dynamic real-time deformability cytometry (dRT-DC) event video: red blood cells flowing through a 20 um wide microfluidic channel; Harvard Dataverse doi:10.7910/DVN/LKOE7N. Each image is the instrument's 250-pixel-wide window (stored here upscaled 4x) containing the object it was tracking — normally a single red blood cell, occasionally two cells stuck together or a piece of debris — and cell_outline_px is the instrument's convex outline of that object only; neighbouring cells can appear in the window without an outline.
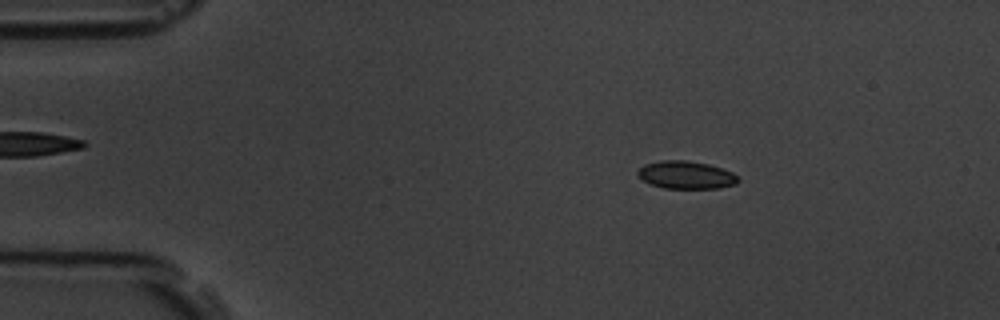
{"species": "common noctule bat (a hibernating species)", "species_latin": "Nyctalus noctula", "temperature_condition": "room temperature", "stored_images_in_passage": 57, "camera_frame_rate_fps": 3000, "um_per_image_px": 0.085, "animal": {"sex": "male", "body_mass_g": 19.5, "forearm_length_mm": 54.6}, "frame": {"image": 1, "passage_image": 9, "time_ms": 2.667, "image_size_px": [1000, 320], "cell_outline_px": [[740, 180], [736, 184], [720, 188], [664, 188], [652, 184], [644, 180], [636, 172], [644, 164], [660, 160], [684, 160], [708, 164], [732, 172]], "centroid_in_image_um": [58.32, 14.87], "position_along_channel_um": 26.7, "area_um2": 16.07}}
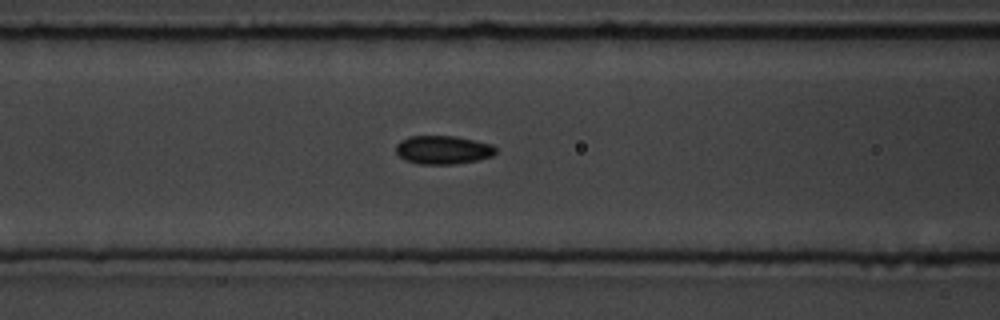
{"frame": {"image": 2, "passage_image": 23, "time_ms": 7.333, "image_size_px": [1000, 320], "cell_outline_px": [[496, 152], [492, 156], [476, 160], [456, 164], [420, 164], [404, 160], [396, 152], [396, 144], [400, 140], [408, 136], [456, 136], [492, 144], [496, 148]], "centroid_in_image_um": [37.64, 12.73], "position_along_channel_um": 129.0, "area_um2": 16.65}}
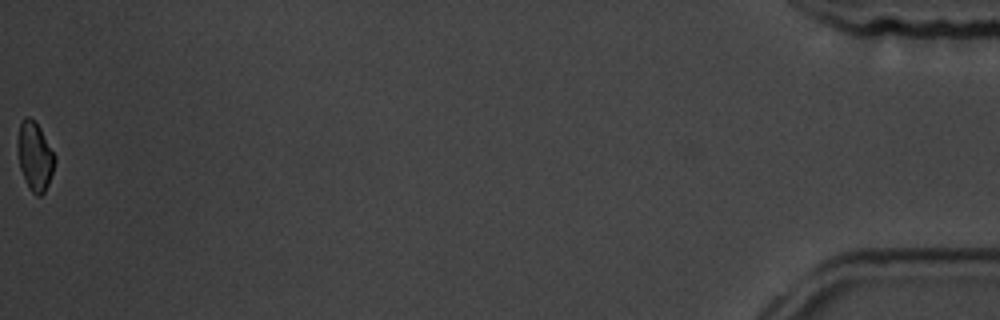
{"frame": {"image": 3, "passage_image": 57, "time_ms": 18.667, "image_size_px": [1000, 320], "cell_outline_px": [[56, 160], [48, 184], [44, 192], [40, 196], [36, 196], [28, 188], [20, 168], [16, 148], [16, 140], [20, 124], [24, 116], [28, 116], [40, 128], [56, 156]], "centroid_in_image_um": [2.94, 13.29], "position_along_channel_um": 432.3, "area_um2": 14.97}, "authors_computed_cell_mechanics": {"area_um2": 16.3574, "velocity_mm_per_s": 3.5791, "shape_relaxation_time_tau1_ms": 7.6192, "shape_relaxation_time_tau2_ms": 2.6116, "deformation_change_tau1": 0.1014, "deformation_change_tau2": 0.0569}}